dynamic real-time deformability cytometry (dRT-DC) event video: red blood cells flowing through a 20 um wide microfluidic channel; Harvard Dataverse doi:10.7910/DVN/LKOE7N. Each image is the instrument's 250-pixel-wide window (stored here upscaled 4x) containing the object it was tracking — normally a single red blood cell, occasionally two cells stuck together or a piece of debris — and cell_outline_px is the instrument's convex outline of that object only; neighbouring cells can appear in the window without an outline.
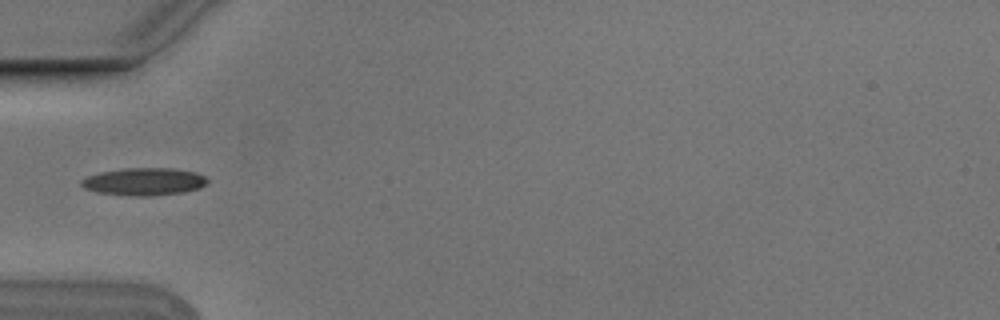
{"species": "Egyptian fruit bat (a non-hibernating species)", "species_latin": "Rousettus aegyptiacus", "temperature_condition": "cold", "stored_images_in_passage": 2, "camera_frame_rate_fps": 3000, "um_per_image_px": 0.085, "animal": {"sex": "male"}, "frame": {"image": 1, "passage_image": 2, "time_ms": 0.333, "image_size_px": [1000, 320], "cell_outline_px": [[208, 184], [200, 188], [184, 192], [152, 196], [132, 196], [96, 192], [84, 188], [80, 184], [80, 180], [88, 176], [100, 172], [124, 168], [176, 168], [196, 172], [204, 176], [208, 180]], "centroid_in_image_um": [12.26, 15.44], "position_along_channel_um": 72.7, "area_um2": 20.46}}